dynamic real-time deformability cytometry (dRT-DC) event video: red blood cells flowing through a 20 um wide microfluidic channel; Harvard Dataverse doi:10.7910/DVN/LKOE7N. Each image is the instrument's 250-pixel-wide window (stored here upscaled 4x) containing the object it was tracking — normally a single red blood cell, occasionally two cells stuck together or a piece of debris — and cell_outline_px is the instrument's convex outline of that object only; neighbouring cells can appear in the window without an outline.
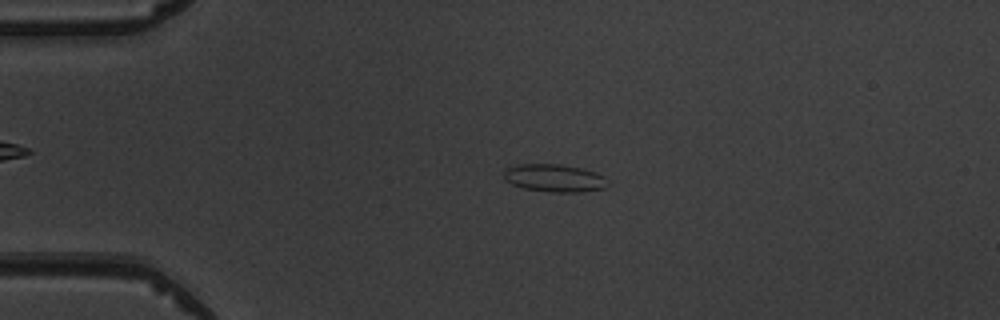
{"species": "common noctule bat (a hibernating species)", "species_latin": "Nyctalus noctula", "temperature_condition": "warm", "stored_images_in_passage": 4, "camera_frame_rate_fps": 3000, "um_per_image_px": 0.085, "animal": {"sex": "male", "body_mass_g": 19.5, "forearm_length_mm": 54.6}, "frame": {"image": 1, "passage_image": 3, "time_ms": 2.333, "image_size_px": [1000, 320], "cell_outline_px": [[608, 184], [604, 188], [580, 192], [548, 192], [524, 188], [512, 184], [504, 180], [504, 168], [516, 164], [560, 164], [580, 168], [596, 172], [604, 176]], "centroid_in_image_um": [47.09, 15.13], "position_along_channel_um": 37.9, "area_um2": 16.88}}